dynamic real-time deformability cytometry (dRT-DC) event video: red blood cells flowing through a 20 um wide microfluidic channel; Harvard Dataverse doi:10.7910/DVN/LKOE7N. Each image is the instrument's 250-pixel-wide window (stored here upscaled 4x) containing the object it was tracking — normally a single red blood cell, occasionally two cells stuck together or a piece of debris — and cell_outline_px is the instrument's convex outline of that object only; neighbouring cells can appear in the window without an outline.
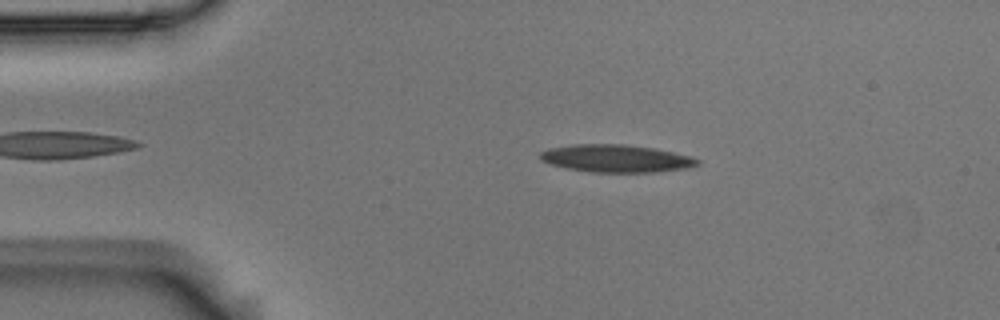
{"species": "Egyptian fruit bat (a non-hibernating species)", "species_latin": "Rousettus aegyptiacus", "temperature_condition": "room temperature", "stored_images_in_passage": 13, "camera_frame_rate_fps": 3000, "um_per_image_px": 0.085, "animal": {"sex": "male"}, "frame": {"image": 1, "passage_image": 2, "time_ms": 0.333, "image_size_px": [1000, 320], "cell_outline_px": [[700, 164], [692, 168], [656, 172], [592, 172], [568, 168], [552, 164], [540, 160], [540, 152], [548, 148], [572, 144], [624, 144], [652, 148], [692, 156], [700, 160]], "centroid_in_image_um": [52.41, 13.47], "position_along_channel_um": 32.6, "area_um2": 25.37}}
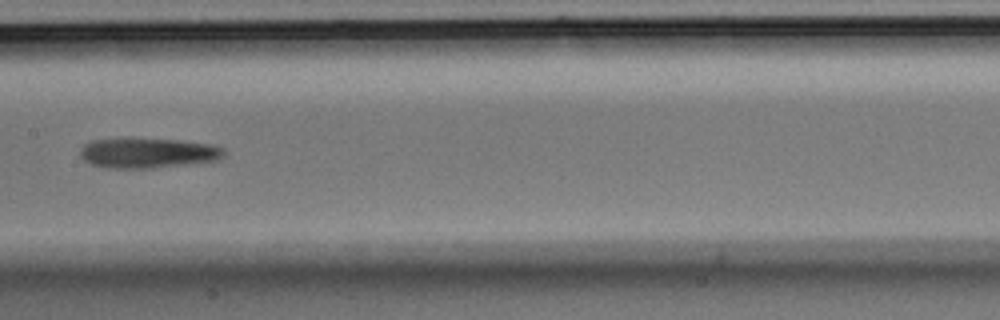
{"frame": {"image": 2, "passage_image": 6, "time_ms": 1.667, "image_size_px": [1000, 320], "cell_outline_px": [[224, 156], [216, 160], [148, 168], [108, 168], [92, 164], [84, 160], [80, 156], [80, 148], [84, 144], [92, 140], [128, 136], [180, 140], [216, 144], [224, 148]], "centroid_in_image_um": [12.52, 12.95], "position_along_channel_um": 194.9, "area_um2": 25.84}}
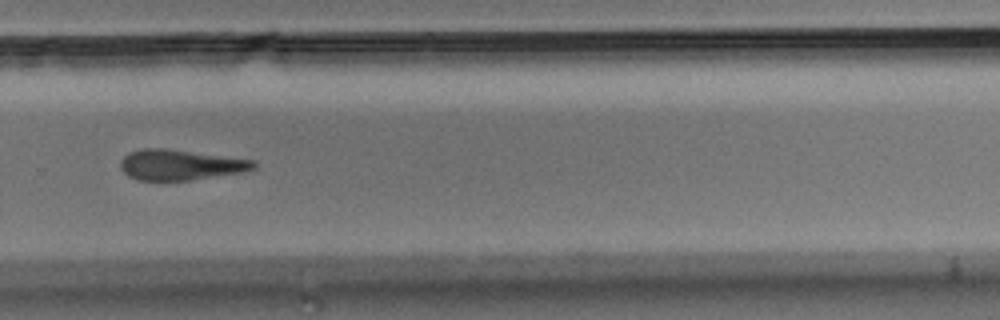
{"frame": {"image": 3, "passage_image": 9, "time_ms": 2.667, "image_size_px": [1000, 320], "cell_outline_px": [[256, 168], [244, 172], [188, 180], [136, 180], [128, 176], [120, 168], [120, 160], [128, 152], [140, 148], [168, 148], [256, 160]], "centroid_in_image_um": [15.32, 14.0], "position_along_channel_um": 314.5, "area_um2": 23.93}}